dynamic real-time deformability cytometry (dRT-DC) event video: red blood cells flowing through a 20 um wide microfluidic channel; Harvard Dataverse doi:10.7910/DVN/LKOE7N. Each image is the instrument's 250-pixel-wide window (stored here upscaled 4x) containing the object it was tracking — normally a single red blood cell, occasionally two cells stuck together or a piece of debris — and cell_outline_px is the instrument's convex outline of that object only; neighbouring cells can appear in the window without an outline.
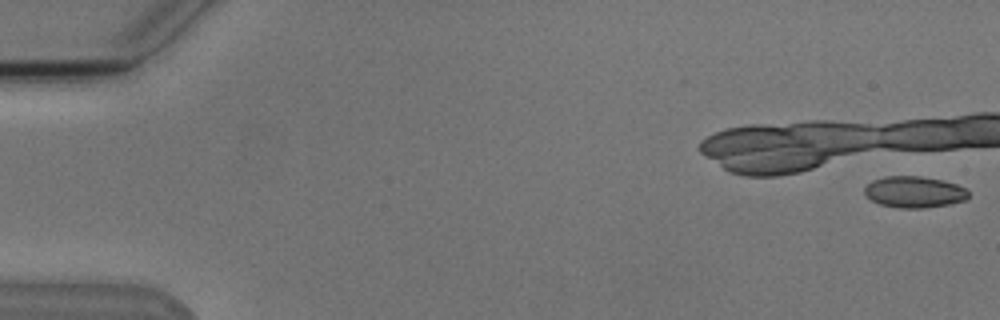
{"species": "Egyptian fruit bat (a non-hibernating species)", "species_latin": "Rousettus aegyptiacus", "temperature_condition": "cold", "stored_images_in_passage": 3, "camera_frame_rate_fps": 3000, "um_per_image_px": 0.085, "animal": {"sex": "male"}, "frame": {"image": 1, "passage_image": 1, "time_ms": 0.0, "image_size_px": [1000, 320], "cell_outline_px": [[968, 196], [964, 200], [952, 204], [924, 208], [900, 208], [880, 204], [872, 200], [864, 192], [864, 188], [872, 180], [884, 176], [920, 176], [940, 180], [956, 184], [968, 188]], "centroid_in_image_um": [77.73, 16.32], "position_along_channel_um": 7.3, "area_um2": 19.02}}